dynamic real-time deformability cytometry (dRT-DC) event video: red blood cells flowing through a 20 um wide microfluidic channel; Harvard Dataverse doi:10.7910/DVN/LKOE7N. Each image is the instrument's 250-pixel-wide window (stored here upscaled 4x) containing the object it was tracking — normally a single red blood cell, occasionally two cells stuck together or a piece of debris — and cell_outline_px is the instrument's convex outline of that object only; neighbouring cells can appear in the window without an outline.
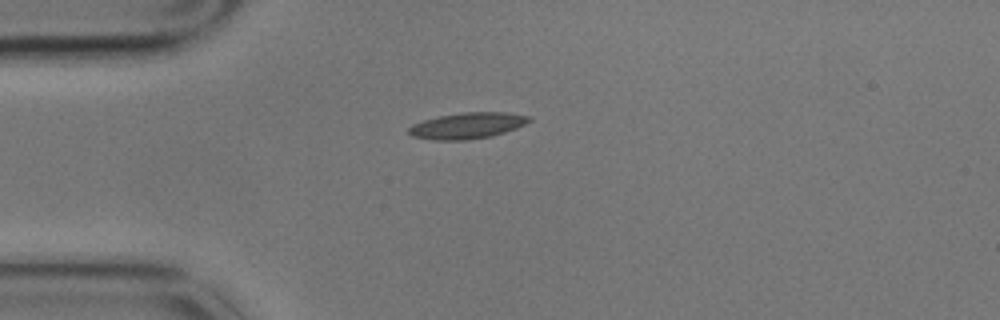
{"species": "common noctule bat (a hibernating species)", "species_latin": "Nyctalus noctula", "temperature_condition": "cold", "stored_images_in_passage": 3, "camera_frame_rate_fps": 3000, "um_per_image_px": 0.085, "animal": {"sex": "male", "body_mass_g": 17.9}, "frame": {"image": 1, "passage_image": 1, "time_ms": 0.0, "image_size_px": [1000, 320], "cell_outline_px": [[532, 120], [516, 128], [492, 136], [468, 140], [432, 140], [412, 136], [408, 132], [408, 128], [412, 124], [424, 120], [440, 116], [464, 112], [504, 112], [532, 116]], "centroid_in_image_um": [39.73, 10.68], "position_along_channel_um": 45.3, "area_um2": 18.32}}